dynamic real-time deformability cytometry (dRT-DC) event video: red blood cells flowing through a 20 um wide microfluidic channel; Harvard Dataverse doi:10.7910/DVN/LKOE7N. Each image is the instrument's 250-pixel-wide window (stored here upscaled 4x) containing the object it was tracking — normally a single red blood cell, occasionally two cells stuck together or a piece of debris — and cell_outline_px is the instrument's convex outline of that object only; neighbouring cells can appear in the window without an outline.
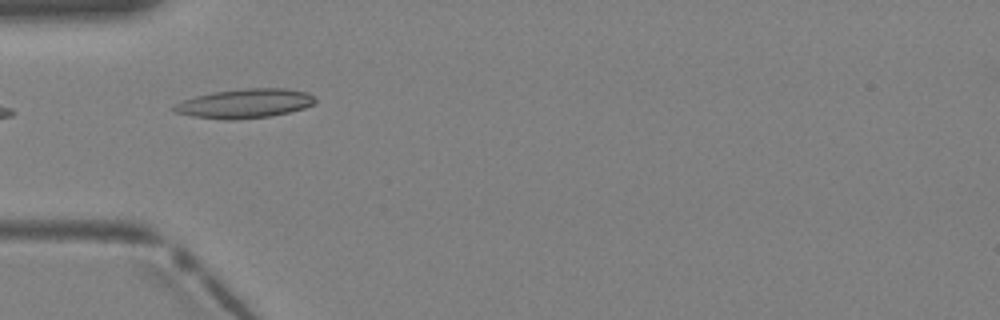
{"species": "Egyptian fruit bat (a non-hibernating species)", "species_latin": "Rousettus aegyptiacus", "temperature_condition": "warm", "stored_images_in_passage": 5, "camera_frame_rate_fps": 3000, "um_per_image_px": 0.085, "animal": {"sex": "female"}, "frame": {"image": 1, "passage_image": 4, "time_ms": 1.0, "image_size_px": [1000, 320], "cell_outline_px": [[316, 100], [312, 104], [304, 108], [272, 116], [236, 120], [224, 120], [192, 116], [176, 112], [172, 108], [176, 104], [184, 100], [196, 96], [212, 92], [248, 88], [284, 88], [308, 92]], "centroid_in_image_um": [20.82, 8.8], "position_along_channel_um": 64.2, "area_um2": 23.93}}
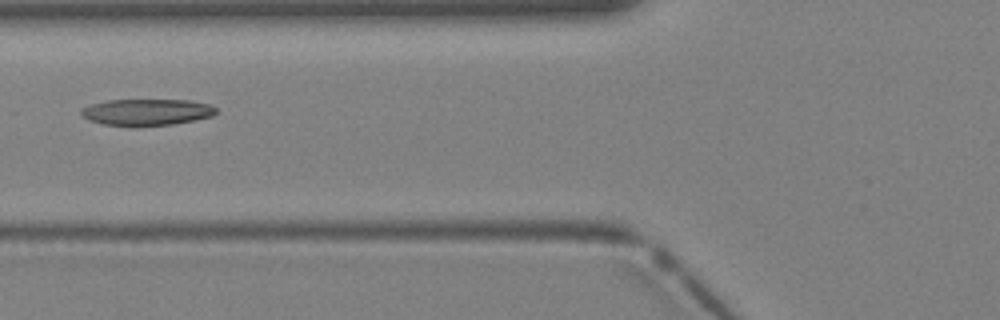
{"frame": {"image": 2, "passage_image": 5, "time_ms": 1.333, "image_size_px": [1000, 320], "cell_outline_px": [[216, 112], [212, 116], [172, 124], [136, 128], [132, 128], [104, 124], [88, 120], [80, 112], [80, 108], [88, 104], [108, 100], [188, 100], [208, 104], [216, 108]], "centroid_in_image_um": [12.39, 9.55], "position_along_channel_um": 113.4, "area_um2": 21.21}}